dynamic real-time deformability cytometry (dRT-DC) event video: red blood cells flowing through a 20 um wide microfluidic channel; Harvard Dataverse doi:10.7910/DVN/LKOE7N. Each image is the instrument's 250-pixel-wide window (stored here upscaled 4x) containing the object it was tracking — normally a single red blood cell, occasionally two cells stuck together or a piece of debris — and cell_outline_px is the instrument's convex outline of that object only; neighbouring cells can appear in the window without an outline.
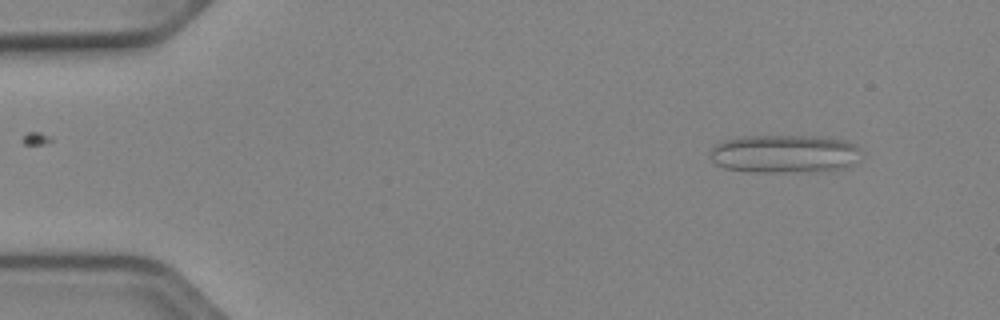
{"species": "Egyptian fruit bat (a non-hibernating species)", "species_latin": "Rousettus aegyptiacus", "temperature_condition": "cold", "stored_images_in_passage": 49, "camera_frame_rate_fps": 3000, "um_per_image_px": 0.085, "animal": {"sex": "female"}, "frame": {"image": 1, "passage_image": 2, "time_ms": 0.333, "image_size_px": [1000, 320], "cell_outline_px": [[864, 156], [852, 164], [844, 168], [816, 172], [752, 172], [724, 168], [716, 164], [712, 160], [712, 148], [716, 144], [724, 140], [740, 136], [820, 136], [844, 140], [856, 144], [860, 148]], "centroid_in_image_um": [66.75, 13.08], "position_along_channel_um": 18.2, "area_um2": 34.22}}
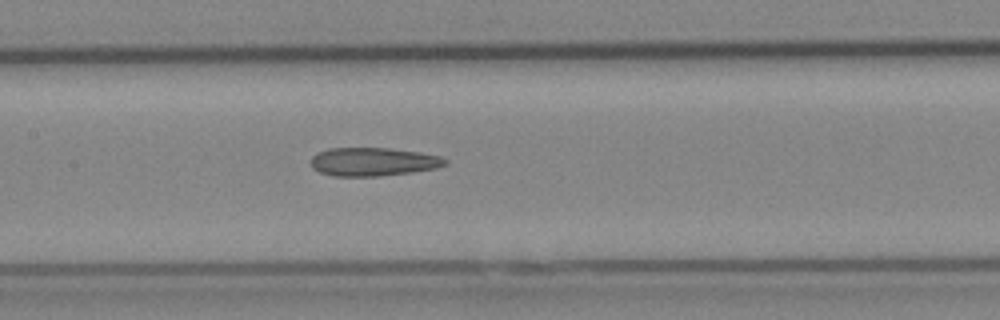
{"frame": {"image": 2, "passage_image": 22, "time_ms": 7.0, "image_size_px": [1000, 320], "cell_outline_px": [[448, 164], [436, 168], [412, 172], [380, 176], [336, 176], [320, 172], [312, 168], [312, 156], [328, 148], [388, 148], [420, 152], [440, 156], [448, 160]], "centroid_in_image_um": [31.76, 13.75], "position_along_channel_um": 175.6, "area_um2": 22.2}}
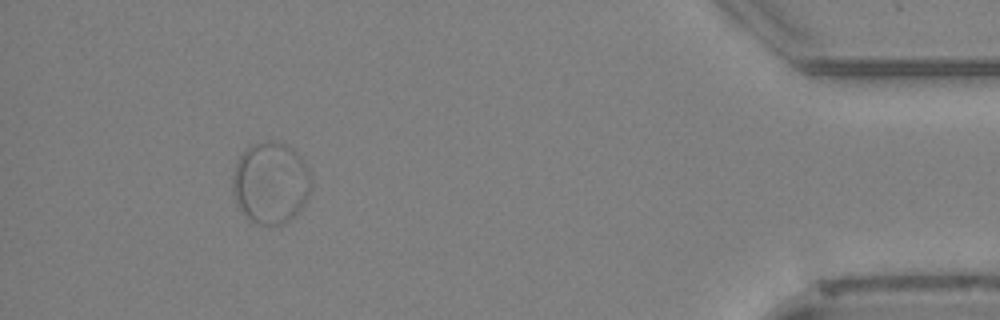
{"frame": {"image": 3, "passage_image": 45, "time_ms": 14.667, "image_size_px": [1000, 320], "cell_outline_px": [[312, 188], [308, 196], [296, 216], [280, 224], [260, 224], [252, 220], [240, 208], [232, 192], [232, 176], [236, 160], [252, 144], [264, 140], [272, 140], [288, 144], [304, 160], [312, 176]], "centroid_in_image_um": [23.03, 15.5], "position_along_channel_um": 412.2, "area_um2": 37.63}, "authors_computed_cell_mechanics": {"area_um2": 24.6806, "velocity_mm_per_s": 3.8395, "shape_relaxation_time_tau1_ms": null, "shape_relaxation_time_tau2_ms": 0.9603, "deformation_change_tau1": null, "deformation_change_tau2": 0.0365}}